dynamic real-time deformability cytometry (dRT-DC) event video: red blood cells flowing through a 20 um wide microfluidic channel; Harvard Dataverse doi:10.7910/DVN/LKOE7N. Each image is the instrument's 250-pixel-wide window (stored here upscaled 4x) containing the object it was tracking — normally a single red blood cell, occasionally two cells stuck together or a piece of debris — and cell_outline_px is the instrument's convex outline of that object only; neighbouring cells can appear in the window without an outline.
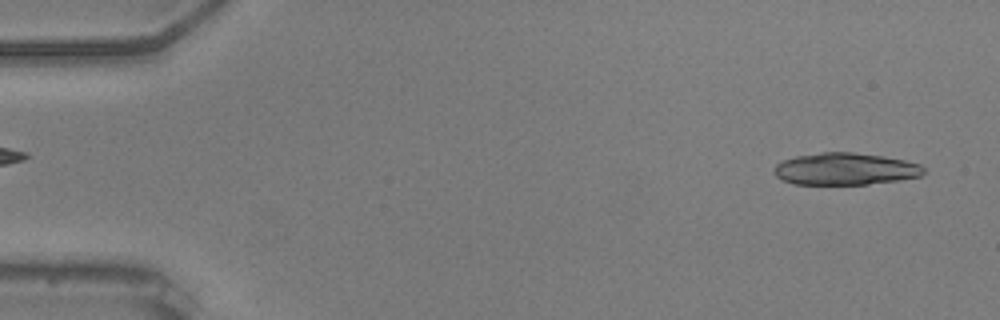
{"species": "common noctule bat (a hibernating species)", "species_latin": "Nyctalus noctula", "temperature_condition": "warm", "stored_images_in_passage": 22, "camera_frame_rate_fps": 3000, "um_per_image_px": 0.085, "animal": {"sex": "male", "body_mass_g": 20.5, "forearm_length_mm": 52.5}, "frame": {"image": 1, "passage_image": 2, "time_ms": 0.333, "image_size_px": [1000, 320], "cell_outline_px": [[924, 172], [920, 176], [900, 180], [868, 184], [792, 184], [776, 176], [772, 172], [772, 168], [776, 164], [784, 160], [796, 156], [820, 152], [852, 152], [884, 156], [904, 160], [920, 164], [924, 168]], "centroid_in_image_um": [71.82, 14.36], "position_along_channel_um": 13.2, "area_um2": 28.03}}
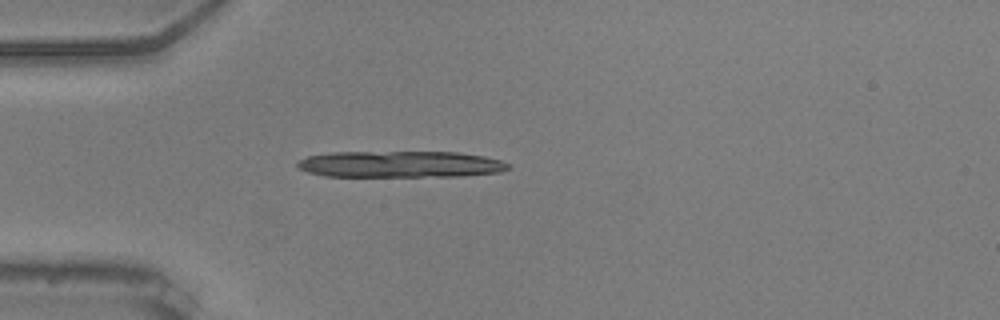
{"frame": {"image": 2, "passage_image": 14, "time_ms": 4.333, "image_size_px": [1000, 320], "cell_outline_px": [[512, 168], [500, 172], [460, 176], [324, 176], [308, 172], [300, 168], [296, 164], [300, 160], [308, 156], [332, 152], [460, 152], [484, 156], [500, 160], [512, 164]], "centroid_in_image_um": [34.09, 13.96], "position_along_channel_um": 50.9, "area_um2": 32.6}}